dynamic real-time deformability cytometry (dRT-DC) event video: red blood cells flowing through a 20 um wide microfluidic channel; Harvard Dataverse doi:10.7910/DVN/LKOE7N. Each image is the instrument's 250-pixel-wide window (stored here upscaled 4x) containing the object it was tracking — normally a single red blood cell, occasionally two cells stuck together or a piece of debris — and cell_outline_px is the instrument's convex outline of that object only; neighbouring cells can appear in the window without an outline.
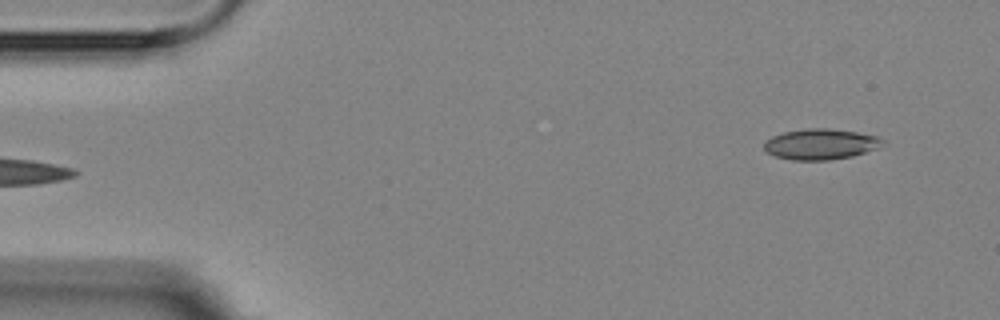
{"species": "Egyptian fruit bat (a non-hibernating species)", "species_latin": "Rousettus aegyptiacus", "temperature_condition": "room temperature", "stored_images_in_passage": 4, "segment_of_instrument_passage": [2, 2], "camera_frame_rate_fps": 3000, "um_per_image_px": 0.085, "animal": {"sex": "female"}, "frame": {"image": 1, "passage_image": 4, "time_ms": 3.333, "image_size_px": [1000, 320], "cell_outline_px": [[884, 144], [876, 148], [852, 156], [828, 160], [792, 160], [776, 156], [768, 152], [764, 148], [764, 140], [772, 136], [784, 132], [808, 128], [828, 128], [856, 132], [876, 136], [884, 140]], "centroid_in_image_um": [69.73, 12.25], "position_along_channel_um": 15.3, "area_um2": 21.04}}